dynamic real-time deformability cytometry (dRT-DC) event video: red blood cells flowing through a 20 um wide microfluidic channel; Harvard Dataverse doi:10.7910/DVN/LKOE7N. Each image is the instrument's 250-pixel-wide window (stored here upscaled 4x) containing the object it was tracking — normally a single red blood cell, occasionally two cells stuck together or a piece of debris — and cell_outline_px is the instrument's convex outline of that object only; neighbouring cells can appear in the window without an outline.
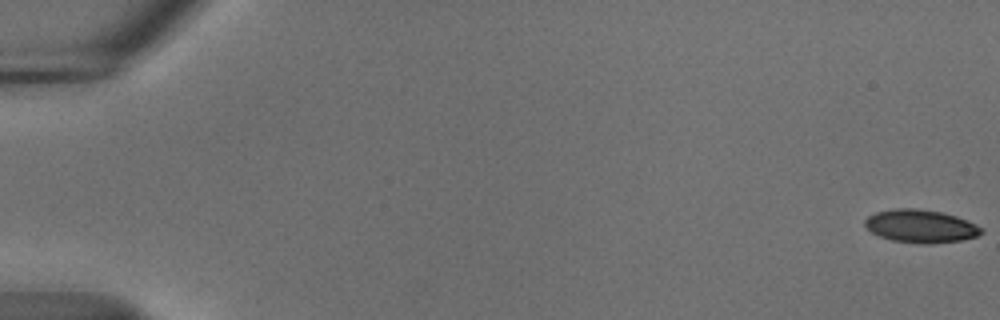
{"species": "common noctule bat (a hibernating species)", "species_latin": "Nyctalus noctula", "temperature_condition": "cold", "stored_images_in_passage": 56, "camera_frame_rate_fps": 3000, "um_per_image_px": 0.085, "animal": {"sex": "male", "body_mass_g": 18.8}, "frame": {"image": 1, "passage_image": 1, "time_ms": 0.0, "image_size_px": [1000, 320], "cell_outline_px": [[984, 232], [976, 236], [960, 240], [932, 244], [920, 244], [892, 240], [880, 236], [872, 232], [864, 224], [864, 220], [868, 216], [876, 212], [896, 208], [916, 208], [940, 212], [956, 216], [968, 220], [984, 228]], "centroid_in_image_um": [78.28, 19.22], "position_along_channel_um": 6.7, "area_um2": 22.43}}
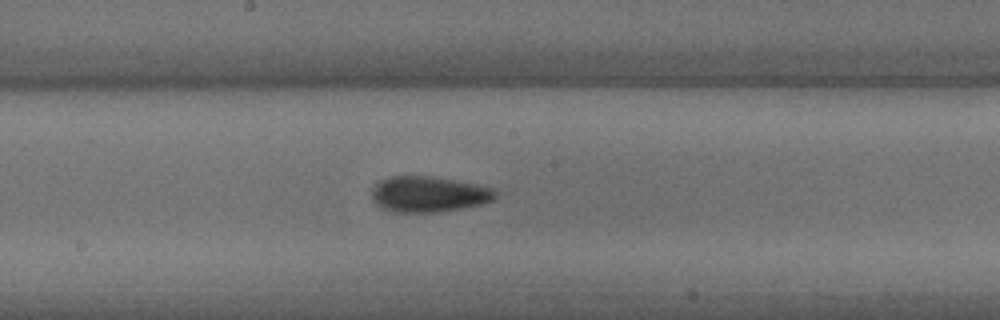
{"frame": {"image": 2, "passage_image": 31, "time_ms": 10.0, "image_size_px": [1000, 320], "cell_outline_px": [[496, 196], [492, 200], [484, 204], [444, 212], [392, 212], [376, 204], [372, 200], [372, 188], [380, 180], [388, 176], [432, 176], [456, 180], [496, 188]], "centroid_in_image_um": [36.46, 16.51], "position_along_channel_um": 211.7, "area_um2": 26.13}}
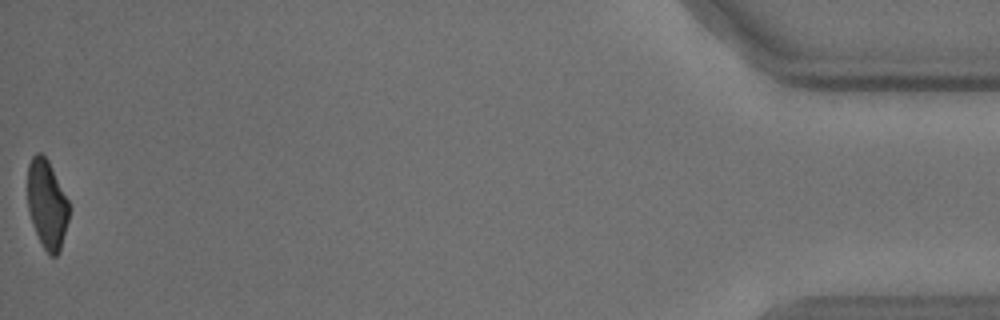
{"frame": {"image": 3, "passage_image": 56, "time_ms": 18.333, "image_size_px": [1000, 320], "cell_outline_px": [[72, 208], [60, 248], [56, 256], [52, 256], [44, 248], [32, 224], [28, 208], [28, 164], [32, 156], [36, 152], [40, 152], [48, 160]], "centroid_in_image_um": [4.0, 17.33], "position_along_channel_um": 431.2, "area_um2": 21.33}, "authors_computed_cell_mechanics": {"area_um2": 24.0448, "velocity_mm_per_s": 3.7008, "shape_relaxation_time_tau1_ms": 5.2336, "shape_relaxation_time_tau2_ms": 2.567, "deformation_change_tau1": 0.1368, "deformation_change_tau2": 0.0702}}